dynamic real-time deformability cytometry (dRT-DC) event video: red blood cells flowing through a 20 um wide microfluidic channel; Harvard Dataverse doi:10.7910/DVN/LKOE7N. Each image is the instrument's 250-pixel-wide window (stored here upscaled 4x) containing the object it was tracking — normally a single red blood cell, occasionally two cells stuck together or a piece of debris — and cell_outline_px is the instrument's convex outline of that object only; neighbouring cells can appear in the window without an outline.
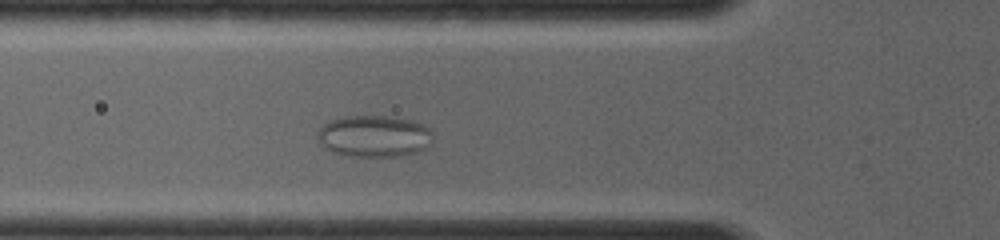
{"species": "common noctule bat (a hibernating species)", "species_latin": "Nyctalus noctula", "temperature_condition": "room temperature", "stored_images_in_passage": 14, "camera_frame_rate_fps": 4000, "um_per_image_px": 0.085, "animal": {"sex": "female", "body_mass_g": 19.0, "forearm_length_mm": 56.7}, "frame": {"image": 1, "passage_image": 7, "time_ms": 2.75, "image_size_px": [1000, 240], "cell_outline_px": [[432, 140], [424, 148], [416, 152], [400, 156], [348, 156], [332, 152], [324, 148], [320, 144], [316, 136], [316, 132], [324, 124], [332, 120], [344, 116], [388, 116], [412, 120], [424, 124], [432, 132]], "centroid_in_image_um": [31.77, 11.57], "position_along_channel_um": 94.0, "area_um2": 28.15}}
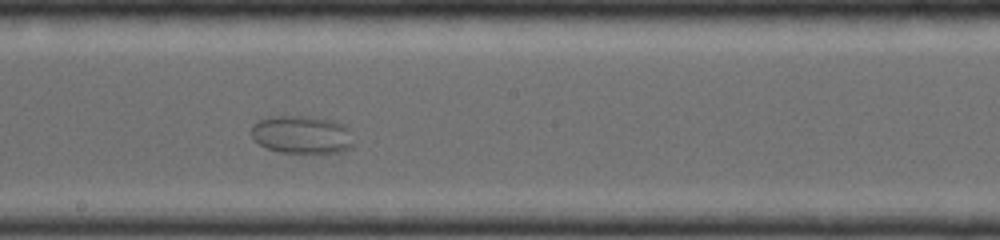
{"frame": {"image": 2, "passage_image": 14, "time_ms": 5.75, "image_size_px": [1000, 240], "cell_outline_px": [[352, 148], [344, 152], [280, 152], [268, 148], [260, 144], [252, 136], [252, 124], [260, 120], [276, 116], [312, 116], [336, 120], [344, 124], [348, 128], [352, 144]], "centroid_in_image_um": [25.7, 11.43], "position_along_channel_um": 222.5, "area_um2": 22.54}}